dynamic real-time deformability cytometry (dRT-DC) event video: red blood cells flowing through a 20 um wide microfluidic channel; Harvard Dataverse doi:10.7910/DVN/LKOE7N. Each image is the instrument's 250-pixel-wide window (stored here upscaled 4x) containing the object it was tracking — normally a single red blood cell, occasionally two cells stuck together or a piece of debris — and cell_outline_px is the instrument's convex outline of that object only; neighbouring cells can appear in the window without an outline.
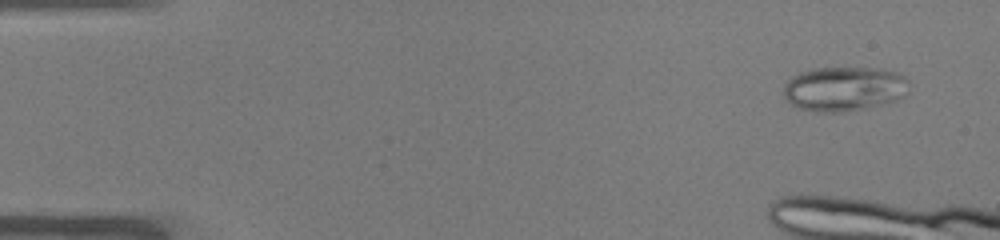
{"species": "common noctule bat (a hibernating species)", "species_latin": "Nyctalus noctula", "temperature_condition": "warm", "stored_images_in_passage": 13, "camera_frame_rate_fps": 3000, "um_per_image_px": 0.085, "animal": {"sex": "male", "body_mass_g": 19.0, "forearm_length_mm": 50.8}, "frame": {"image": 1, "passage_image": 3, "time_ms": 0.667, "image_size_px": [1000, 240], "cell_outline_px": [[912, 84], [908, 92], [896, 100], [868, 108], [844, 112], [816, 112], [796, 108], [784, 100], [784, 84], [792, 76], [800, 72], [812, 68], [872, 68], [896, 72], [904, 76]], "centroid_in_image_um": [71.74, 7.56], "position_along_channel_um": 13.3, "area_um2": 33.06}}